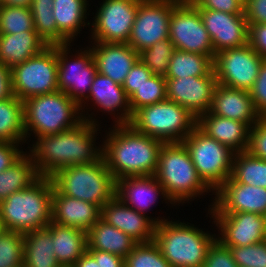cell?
<instances>
[{"label":"cell","mask_w":266,"mask_h":267,"mask_svg":"<svg viewBox=\"0 0 266 267\" xmlns=\"http://www.w3.org/2000/svg\"><path fill=\"white\" fill-rule=\"evenodd\" d=\"M100 127L101 125L83 120L69 130L32 140V147L29 145L27 152L31 155L38 174L51 177L64 167L98 161L103 153L102 144L96 142L99 138L97 136L102 133Z\"/></svg>","instance_id":"6da1fadb"},{"label":"cell","mask_w":266,"mask_h":267,"mask_svg":"<svg viewBox=\"0 0 266 267\" xmlns=\"http://www.w3.org/2000/svg\"><path fill=\"white\" fill-rule=\"evenodd\" d=\"M105 133L102 156L115 181L156 174L163 141L136 131L130 124H112Z\"/></svg>","instance_id":"7a4b0ae2"},{"label":"cell","mask_w":266,"mask_h":267,"mask_svg":"<svg viewBox=\"0 0 266 267\" xmlns=\"http://www.w3.org/2000/svg\"><path fill=\"white\" fill-rule=\"evenodd\" d=\"M53 181L40 176L25 189L0 202V219L7 231L25 234L46 228L52 222Z\"/></svg>","instance_id":"3957f363"},{"label":"cell","mask_w":266,"mask_h":267,"mask_svg":"<svg viewBox=\"0 0 266 267\" xmlns=\"http://www.w3.org/2000/svg\"><path fill=\"white\" fill-rule=\"evenodd\" d=\"M154 176L176 207L203 198V195H214L199 177L189 151L182 142L164 143Z\"/></svg>","instance_id":"277c9868"},{"label":"cell","mask_w":266,"mask_h":267,"mask_svg":"<svg viewBox=\"0 0 266 267\" xmlns=\"http://www.w3.org/2000/svg\"><path fill=\"white\" fill-rule=\"evenodd\" d=\"M168 219L156 224L154 242L172 267H202L217 233Z\"/></svg>","instance_id":"5b68a950"},{"label":"cell","mask_w":266,"mask_h":267,"mask_svg":"<svg viewBox=\"0 0 266 267\" xmlns=\"http://www.w3.org/2000/svg\"><path fill=\"white\" fill-rule=\"evenodd\" d=\"M23 102L24 129L28 146L31 144L32 135H35L36 139L40 136L58 134L74 128L83 121L80 106L60 90L33 96Z\"/></svg>","instance_id":"8992f818"},{"label":"cell","mask_w":266,"mask_h":267,"mask_svg":"<svg viewBox=\"0 0 266 267\" xmlns=\"http://www.w3.org/2000/svg\"><path fill=\"white\" fill-rule=\"evenodd\" d=\"M51 179L61 194L94 203L100 208L109 202L116 192V181L103 156L91 164L59 169Z\"/></svg>","instance_id":"52a82bcc"},{"label":"cell","mask_w":266,"mask_h":267,"mask_svg":"<svg viewBox=\"0 0 266 267\" xmlns=\"http://www.w3.org/2000/svg\"><path fill=\"white\" fill-rule=\"evenodd\" d=\"M129 124L136 131L164 143H179L197 126V117L166 99L136 110Z\"/></svg>","instance_id":"ba28073f"},{"label":"cell","mask_w":266,"mask_h":267,"mask_svg":"<svg viewBox=\"0 0 266 267\" xmlns=\"http://www.w3.org/2000/svg\"><path fill=\"white\" fill-rule=\"evenodd\" d=\"M203 182L215 192L230 176L235 152L196 126L182 141Z\"/></svg>","instance_id":"9c48e42d"},{"label":"cell","mask_w":266,"mask_h":267,"mask_svg":"<svg viewBox=\"0 0 266 267\" xmlns=\"http://www.w3.org/2000/svg\"><path fill=\"white\" fill-rule=\"evenodd\" d=\"M14 95L27 98L56 92L58 86L57 45H48L40 53L11 68Z\"/></svg>","instance_id":"30bf717a"},{"label":"cell","mask_w":266,"mask_h":267,"mask_svg":"<svg viewBox=\"0 0 266 267\" xmlns=\"http://www.w3.org/2000/svg\"><path fill=\"white\" fill-rule=\"evenodd\" d=\"M72 46L71 43L57 45L58 86L81 106L87 99L97 67L88 45L80 50L73 47L75 55L70 51Z\"/></svg>","instance_id":"8fae6325"},{"label":"cell","mask_w":266,"mask_h":267,"mask_svg":"<svg viewBox=\"0 0 266 267\" xmlns=\"http://www.w3.org/2000/svg\"><path fill=\"white\" fill-rule=\"evenodd\" d=\"M169 39L175 49L215 58L200 12L190 0H181L171 11Z\"/></svg>","instance_id":"7c38bea8"},{"label":"cell","mask_w":266,"mask_h":267,"mask_svg":"<svg viewBox=\"0 0 266 267\" xmlns=\"http://www.w3.org/2000/svg\"><path fill=\"white\" fill-rule=\"evenodd\" d=\"M140 0H103L90 25L89 42L127 43Z\"/></svg>","instance_id":"4fadbf2b"},{"label":"cell","mask_w":266,"mask_h":267,"mask_svg":"<svg viewBox=\"0 0 266 267\" xmlns=\"http://www.w3.org/2000/svg\"><path fill=\"white\" fill-rule=\"evenodd\" d=\"M89 105L92 106L90 107ZM94 109L97 110L96 113H107L111 118L113 116L112 121L114 125L129 124L132 118L129 98L122 85L98 72L94 76L87 99L80 106V110L83 120L95 125H101L99 120L95 118L97 114L94 112L90 113Z\"/></svg>","instance_id":"5bb4252c"},{"label":"cell","mask_w":266,"mask_h":267,"mask_svg":"<svg viewBox=\"0 0 266 267\" xmlns=\"http://www.w3.org/2000/svg\"><path fill=\"white\" fill-rule=\"evenodd\" d=\"M181 0H140L127 44L138 53L169 38L171 11Z\"/></svg>","instance_id":"9a60e30c"},{"label":"cell","mask_w":266,"mask_h":267,"mask_svg":"<svg viewBox=\"0 0 266 267\" xmlns=\"http://www.w3.org/2000/svg\"><path fill=\"white\" fill-rule=\"evenodd\" d=\"M263 60L249 44L219 52L213 60L217 83L249 90L256 81Z\"/></svg>","instance_id":"2e32d148"},{"label":"cell","mask_w":266,"mask_h":267,"mask_svg":"<svg viewBox=\"0 0 266 267\" xmlns=\"http://www.w3.org/2000/svg\"><path fill=\"white\" fill-rule=\"evenodd\" d=\"M218 230L217 240L224 246H247L266 240V216L251 212L210 213ZM214 222V223H213Z\"/></svg>","instance_id":"e0dca14e"},{"label":"cell","mask_w":266,"mask_h":267,"mask_svg":"<svg viewBox=\"0 0 266 267\" xmlns=\"http://www.w3.org/2000/svg\"><path fill=\"white\" fill-rule=\"evenodd\" d=\"M211 198L212 203L207 208L210 213L251 212L266 215V188L263 187L237 183L229 177Z\"/></svg>","instance_id":"ac0fdd59"},{"label":"cell","mask_w":266,"mask_h":267,"mask_svg":"<svg viewBox=\"0 0 266 267\" xmlns=\"http://www.w3.org/2000/svg\"><path fill=\"white\" fill-rule=\"evenodd\" d=\"M216 85L214 70L208 76L166 79L167 99L188 109L198 118L210 110Z\"/></svg>","instance_id":"d6986e66"},{"label":"cell","mask_w":266,"mask_h":267,"mask_svg":"<svg viewBox=\"0 0 266 267\" xmlns=\"http://www.w3.org/2000/svg\"><path fill=\"white\" fill-rule=\"evenodd\" d=\"M210 36L214 54L248 44V24L244 14L198 9Z\"/></svg>","instance_id":"ffe728a7"},{"label":"cell","mask_w":266,"mask_h":267,"mask_svg":"<svg viewBox=\"0 0 266 267\" xmlns=\"http://www.w3.org/2000/svg\"><path fill=\"white\" fill-rule=\"evenodd\" d=\"M101 218L137 243L154 241L156 224L167 219L165 216H146L127 206L116 196L101 208Z\"/></svg>","instance_id":"44dd1931"},{"label":"cell","mask_w":266,"mask_h":267,"mask_svg":"<svg viewBox=\"0 0 266 267\" xmlns=\"http://www.w3.org/2000/svg\"><path fill=\"white\" fill-rule=\"evenodd\" d=\"M115 196L132 209L148 216L158 199L162 198L165 204L175 205L166 195L163 186L157 181L154 175L129 176L116 181Z\"/></svg>","instance_id":"7402d4cb"},{"label":"cell","mask_w":266,"mask_h":267,"mask_svg":"<svg viewBox=\"0 0 266 267\" xmlns=\"http://www.w3.org/2000/svg\"><path fill=\"white\" fill-rule=\"evenodd\" d=\"M89 47L93 52L97 72L121 85L139 60V53L127 43L91 42Z\"/></svg>","instance_id":"603a6c76"},{"label":"cell","mask_w":266,"mask_h":267,"mask_svg":"<svg viewBox=\"0 0 266 267\" xmlns=\"http://www.w3.org/2000/svg\"><path fill=\"white\" fill-rule=\"evenodd\" d=\"M209 112L216 116L246 123L252 128L261 118L248 90L231 88L217 83Z\"/></svg>","instance_id":"cb8c5ba5"},{"label":"cell","mask_w":266,"mask_h":267,"mask_svg":"<svg viewBox=\"0 0 266 267\" xmlns=\"http://www.w3.org/2000/svg\"><path fill=\"white\" fill-rule=\"evenodd\" d=\"M100 218L101 208L98 205L63 195L53 187V223L87 232Z\"/></svg>","instance_id":"d4e9b609"},{"label":"cell","mask_w":266,"mask_h":267,"mask_svg":"<svg viewBox=\"0 0 266 267\" xmlns=\"http://www.w3.org/2000/svg\"><path fill=\"white\" fill-rule=\"evenodd\" d=\"M197 126L235 153L248 149L250 127L246 123L216 116L208 111L197 118Z\"/></svg>","instance_id":"484cf974"},{"label":"cell","mask_w":266,"mask_h":267,"mask_svg":"<svg viewBox=\"0 0 266 267\" xmlns=\"http://www.w3.org/2000/svg\"><path fill=\"white\" fill-rule=\"evenodd\" d=\"M91 0H54L53 14L57 24V45L73 44L83 28L91 21L87 12ZM88 13V14H87ZM88 16V17H87ZM88 21V22H86Z\"/></svg>","instance_id":"4316f807"},{"label":"cell","mask_w":266,"mask_h":267,"mask_svg":"<svg viewBox=\"0 0 266 267\" xmlns=\"http://www.w3.org/2000/svg\"><path fill=\"white\" fill-rule=\"evenodd\" d=\"M47 46L36 31L0 34V62L12 68L40 53Z\"/></svg>","instance_id":"83f0119b"},{"label":"cell","mask_w":266,"mask_h":267,"mask_svg":"<svg viewBox=\"0 0 266 267\" xmlns=\"http://www.w3.org/2000/svg\"><path fill=\"white\" fill-rule=\"evenodd\" d=\"M87 249L109 252L125 258L137 244L130 236L100 218L87 232Z\"/></svg>","instance_id":"f1b7e54d"},{"label":"cell","mask_w":266,"mask_h":267,"mask_svg":"<svg viewBox=\"0 0 266 267\" xmlns=\"http://www.w3.org/2000/svg\"><path fill=\"white\" fill-rule=\"evenodd\" d=\"M52 244L58 263L73 266L87 251V234L83 230L52 222Z\"/></svg>","instance_id":"f546056e"},{"label":"cell","mask_w":266,"mask_h":267,"mask_svg":"<svg viewBox=\"0 0 266 267\" xmlns=\"http://www.w3.org/2000/svg\"><path fill=\"white\" fill-rule=\"evenodd\" d=\"M23 265L25 267H59L52 244V222L43 229L23 234Z\"/></svg>","instance_id":"4dcf8cb0"},{"label":"cell","mask_w":266,"mask_h":267,"mask_svg":"<svg viewBox=\"0 0 266 267\" xmlns=\"http://www.w3.org/2000/svg\"><path fill=\"white\" fill-rule=\"evenodd\" d=\"M39 177L33 159L26 150L9 168L0 172V202L12 193L29 187Z\"/></svg>","instance_id":"1f68e13d"},{"label":"cell","mask_w":266,"mask_h":267,"mask_svg":"<svg viewBox=\"0 0 266 267\" xmlns=\"http://www.w3.org/2000/svg\"><path fill=\"white\" fill-rule=\"evenodd\" d=\"M0 141L26 143L24 102L15 95L0 101Z\"/></svg>","instance_id":"d6a6232c"},{"label":"cell","mask_w":266,"mask_h":267,"mask_svg":"<svg viewBox=\"0 0 266 267\" xmlns=\"http://www.w3.org/2000/svg\"><path fill=\"white\" fill-rule=\"evenodd\" d=\"M213 70L210 56L175 49L165 79L208 76Z\"/></svg>","instance_id":"836d02e7"},{"label":"cell","mask_w":266,"mask_h":267,"mask_svg":"<svg viewBox=\"0 0 266 267\" xmlns=\"http://www.w3.org/2000/svg\"><path fill=\"white\" fill-rule=\"evenodd\" d=\"M230 178L237 183L266 188V160L247 151L235 153Z\"/></svg>","instance_id":"e575fe53"},{"label":"cell","mask_w":266,"mask_h":267,"mask_svg":"<svg viewBox=\"0 0 266 267\" xmlns=\"http://www.w3.org/2000/svg\"><path fill=\"white\" fill-rule=\"evenodd\" d=\"M167 99L166 79L153 74L129 97L132 114L143 106L152 105Z\"/></svg>","instance_id":"d590c367"},{"label":"cell","mask_w":266,"mask_h":267,"mask_svg":"<svg viewBox=\"0 0 266 267\" xmlns=\"http://www.w3.org/2000/svg\"><path fill=\"white\" fill-rule=\"evenodd\" d=\"M36 31L30 7L0 5V34Z\"/></svg>","instance_id":"8d00e7d4"},{"label":"cell","mask_w":266,"mask_h":267,"mask_svg":"<svg viewBox=\"0 0 266 267\" xmlns=\"http://www.w3.org/2000/svg\"><path fill=\"white\" fill-rule=\"evenodd\" d=\"M174 51L173 43L167 38L140 51L139 60L151 70L152 74L165 77Z\"/></svg>","instance_id":"74e56055"},{"label":"cell","mask_w":266,"mask_h":267,"mask_svg":"<svg viewBox=\"0 0 266 267\" xmlns=\"http://www.w3.org/2000/svg\"><path fill=\"white\" fill-rule=\"evenodd\" d=\"M124 259L125 267H172L154 241L137 243Z\"/></svg>","instance_id":"f35d334b"},{"label":"cell","mask_w":266,"mask_h":267,"mask_svg":"<svg viewBox=\"0 0 266 267\" xmlns=\"http://www.w3.org/2000/svg\"><path fill=\"white\" fill-rule=\"evenodd\" d=\"M22 233L5 231L0 236V267H18L23 264Z\"/></svg>","instance_id":"ab89813d"},{"label":"cell","mask_w":266,"mask_h":267,"mask_svg":"<svg viewBox=\"0 0 266 267\" xmlns=\"http://www.w3.org/2000/svg\"><path fill=\"white\" fill-rule=\"evenodd\" d=\"M230 249L238 267H266V240Z\"/></svg>","instance_id":"60d3db41"},{"label":"cell","mask_w":266,"mask_h":267,"mask_svg":"<svg viewBox=\"0 0 266 267\" xmlns=\"http://www.w3.org/2000/svg\"><path fill=\"white\" fill-rule=\"evenodd\" d=\"M31 12L37 34L47 45H57V24L55 22L53 9Z\"/></svg>","instance_id":"b9f144b4"},{"label":"cell","mask_w":266,"mask_h":267,"mask_svg":"<svg viewBox=\"0 0 266 267\" xmlns=\"http://www.w3.org/2000/svg\"><path fill=\"white\" fill-rule=\"evenodd\" d=\"M202 267H238L231 249L224 246L219 240H215L208 249L206 259Z\"/></svg>","instance_id":"7bdbcfd3"},{"label":"cell","mask_w":266,"mask_h":267,"mask_svg":"<svg viewBox=\"0 0 266 267\" xmlns=\"http://www.w3.org/2000/svg\"><path fill=\"white\" fill-rule=\"evenodd\" d=\"M251 155L266 160V117L250 128L248 149Z\"/></svg>","instance_id":"ee69618b"},{"label":"cell","mask_w":266,"mask_h":267,"mask_svg":"<svg viewBox=\"0 0 266 267\" xmlns=\"http://www.w3.org/2000/svg\"><path fill=\"white\" fill-rule=\"evenodd\" d=\"M248 91L257 113L266 117V59L261 64L254 85Z\"/></svg>","instance_id":"f6af8a7d"},{"label":"cell","mask_w":266,"mask_h":267,"mask_svg":"<svg viewBox=\"0 0 266 267\" xmlns=\"http://www.w3.org/2000/svg\"><path fill=\"white\" fill-rule=\"evenodd\" d=\"M151 70L138 60L125 78L122 87L129 98L139 88L145 80L152 76Z\"/></svg>","instance_id":"bcb514c9"},{"label":"cell","mask_w":266,"mask_h":267,"mask_svg":"<svg viewBox=\"0 0 266 267\" xmlns=\"http://www.w3.org/2000/svg\"><path fill=\"white\" fill-rule=\"evenodd\" d=\"M198 9H211L229 14H244L237 0H190Z\"/></svg>","instance_id":"7dc6e473"},{"label":"cell","mask_w":266,"mask_h":267,"mask_svg":"<svg viewBox=\"0 0 266 267\" xmlns=\"http://www.w3.org/2000/svg\"><path fill=\"white\" fill-rule=\"evenodd\" d=\"M24 143L0 141V172L9 168L25 152ZM21 147V148H20Z\"/></svg>","instance_id":"c3c4849f"},{"label":"cell","mask_w":266,"mask_h":267,"mask_svg":"<svg viewBox=\"0 0 266 267\" xmlns=\"http://www.w3.org/2000/svg\"><path fill=\"white\" fill-rule=\"evenodd\" d=\"M248 44L266 59V23L248 25Z\"/></svg>","instance_id":"681fc988"},{"label":"cell","mask_w":266,"mask_h":267,"mask_svg":"<svg viewBox=\"0 0 266 267\" xmlns=\"http://www.w3.org/2000/svg\"><path fill=\"white\" fill-rule=\"evenodd\" d=\"M243 12L248 25L266 23V0H249Z\"/></svg>","instance_id":"f907efd6"},{"label":"cell","mask_w":266,"mask_h":267,"mask_svg":"<svg viewBox=\"0 0 266 267\" xmlns=\"http://www.w3.org/2000/svg\"><path fill=\"white\" fill-rule=\"evenodd\" d=\"M87 251L95 258L100 267H125V259L121 256L95 249H87Z\"/></svg>","instance_id":"816d5d0a"},{"label":"cell","mask_w":266,"mask_h":267,"mask_svg":"<svg viewBox=\"0 0 266 267\" xmlns=\"http://www.w3.org/2000/svg\"><path fill=\"white\" fill-rule=\"evenodd\" d=\"M13 96L11 68L0 62V101Z\"/></svg>","instance_id":"f5cc1de1"},{"label":"cell","mask_w":266,"mask_h":267,"mask_svg":"<svg viewBox=\"0 0 266 267\" xmlns=\"http://www.w3.org/2000/svg\"><path fill=\"white\" fill-rule=\"evenodd\" d=\"M73 267H100L95 258L86 251Z\"/></svg>","instance_id":"db71d44e"},{"label":"cell","mask_w":266,"mask_h":267,"mask_svg":"<svg viewBox=\"0 0 266 267\" xmlns=\"http://www.w3.org/2000/svg\"><path fill=\"white\" fill-rule=\"evenodd\" d=\"M54 0H32L31 11H44L53 8Z\"/></svg>","instance_id":"11a10c76"},{"label":"cell","mask_w":266,"mask_h":267,"mask_svg":"<svg viewBox=\"0 0 266 267\" xmlns=\"http://www.w3.org/2000/svg\"><path fill=\"white\" fill-rule=\"evenodd\" d=\"M32 0H0L3 6L30 7Z\"/></svg>","instance_id":"9f6ffc18"},{"label":"cell","mask_w":266,"mask_h":267,"mask_svg":"<svg viewBox=\"0 0 266 267\" xmlns=\"http://www.w3.org/2000/svg\"><path fill=\"white\" fill-rule=\"evenodd\" d=\"M6 231L4 223L0 219V236Z\"/></svg>","instance_id":"6f0895ef"},{"label":"cell","mask_w":266,"mask_h":267,"mask_svg":"<svg viewBox=\"0 0 266 267\" xmlns=\"http://www.w3.org/2000/svg\"><path fill=\"white\" fill-rule=\"evenodd\" d=\"M237 1L244 7L249 0H237Z\"/></svg>","instance_id":"680465c9"},{"label":"cell","mask_w":266,"mask_h":267,"mask_svg":"<svg viewBox=\"0 0 266 267\" xmlns=\"http://www.w3.org/2000/svg\"><path fill=\"white\" fill-rule=\"evenodd\" d=\"M59 267H73V266L60 265Z\"/></svg>","instance_id":"91938a15"}]
</instances>
